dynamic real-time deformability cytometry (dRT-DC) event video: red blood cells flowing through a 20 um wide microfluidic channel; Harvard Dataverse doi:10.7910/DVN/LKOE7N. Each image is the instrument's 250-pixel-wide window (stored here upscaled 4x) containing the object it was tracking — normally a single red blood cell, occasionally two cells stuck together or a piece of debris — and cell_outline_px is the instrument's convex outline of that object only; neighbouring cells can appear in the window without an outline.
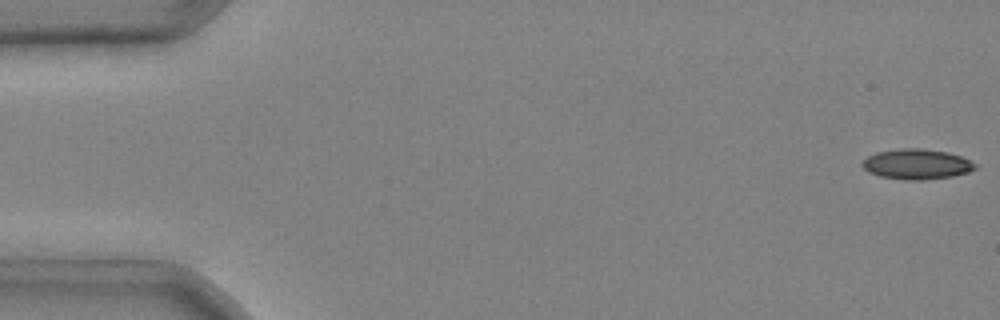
{"species": "common noctule bat (a hibernating species)", "species_latin": "Nyctalus noctula", "temperature_condition": "cold", "stored_images_in_passage": 5, "camera_frame_rate_fps": 3000, "um_per_image_px": 0.085, "animal": {"sex": "male", "body_mass_g": 20.4}, "frame": {"image": 1, "passage_image": 1, "time_ms": 0.0, "image_size_px": [1000, 320], "cell_outline_px": [[976, 168], [968, 172], [952, 176], [924, 180], [908, 180], [880, 176], [868, 172], [860, 164], [868, 156], [876, 152], [900, 148], [920, 148], [948, 152], [960, 156], [976, 164]], "centroid_in_image_um": [77.9, 13.95], "position_along_channel_um": 7.1, "area_um2": 19.83}}
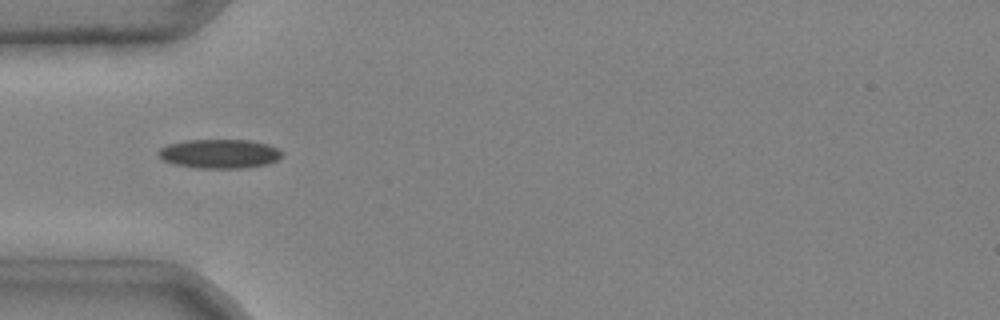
{"frame": {"image": 2, "passage_image": 4, "time_ms": 1.0, "image_size_px": [1000, 320], "cell_outline_px": [[284, 152], [276, 160], [268, 164], [248, 168], [196, 168], [172, 164], [164, 160], [156, 152], [160, 148], [168, 144], [184, 140], [252, 140], [268, 144]], "centroid_in_image_um": [18.65, 13.07], "position_along_channel_um": 66.4, "area_um2": 21.15}}
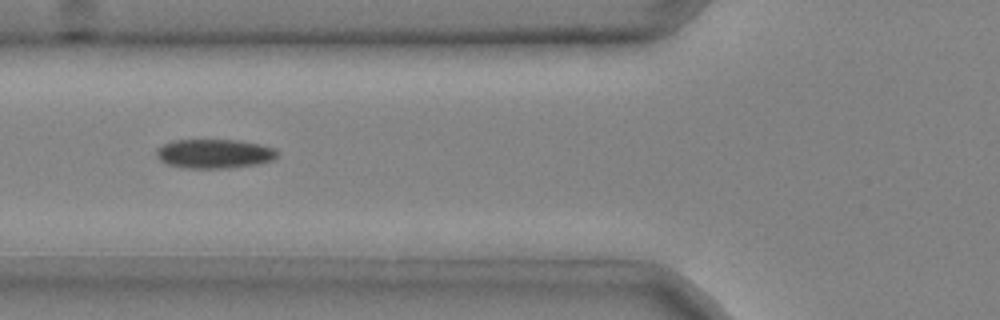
{"frame": {"image": 3, "passage_image": 5, "time_ms": 1.333, "image_size_px": [1000, 320], "cell_outline_px": [[280, 152], [272, 160], [256, 164], [224, 168], [180, 168], [168, 164], [160, 160], [156, 156], [156, 148], [172, 140], [236, 140], [260, 144], [276, 148]], "centroid_in_image_um": [18.2, 13.06], "position_along_channel_um": 107.6, "area_um2": 20.63}}